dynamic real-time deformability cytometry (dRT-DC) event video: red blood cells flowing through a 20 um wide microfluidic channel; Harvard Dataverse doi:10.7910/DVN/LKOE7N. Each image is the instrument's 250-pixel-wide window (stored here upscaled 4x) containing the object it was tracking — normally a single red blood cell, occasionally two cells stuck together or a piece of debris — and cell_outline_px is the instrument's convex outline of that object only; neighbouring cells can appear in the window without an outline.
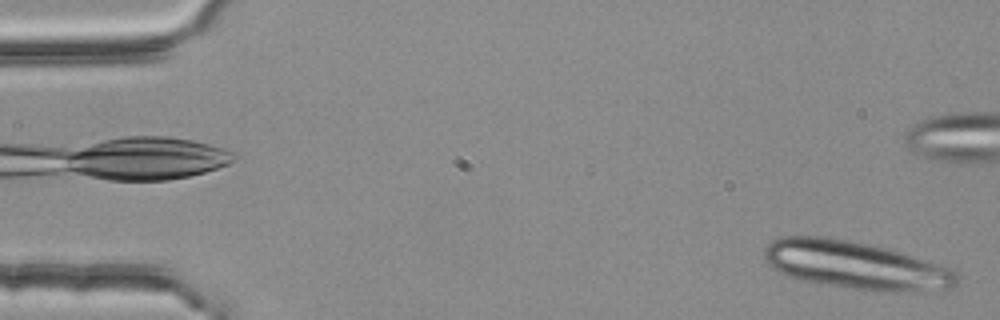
{"species": "common noctule bat (a hibernating species)", "species_latin": "Nyctalus noctula", "temperature_condition": "room temperature", "stored_images_in_passage": 5, "camera_frame_rate_fps": 3000, "um_per_image_px": 0.085, "animal": {"sex": "female", "body_mass_g": 25.1}, "frame": {"image": 1, "passage_image": 5, "time_ms": 1.333, "image_size_px": [1000, 320], "cell_outline_px": [[956, 284], [952, 288], [912, 292], [872, 292], [800, 280], [788, 276], [772, 268], [764, 260], [764, 248], [772, 240], [784, 236], [824, 236], [848, 240], [888, 248], [940, 264], [956, 272]], "centroid_in_image_um": [72.7, 22.55], "position_along_channel_um": 12.3, "area_um2": 54.16}}